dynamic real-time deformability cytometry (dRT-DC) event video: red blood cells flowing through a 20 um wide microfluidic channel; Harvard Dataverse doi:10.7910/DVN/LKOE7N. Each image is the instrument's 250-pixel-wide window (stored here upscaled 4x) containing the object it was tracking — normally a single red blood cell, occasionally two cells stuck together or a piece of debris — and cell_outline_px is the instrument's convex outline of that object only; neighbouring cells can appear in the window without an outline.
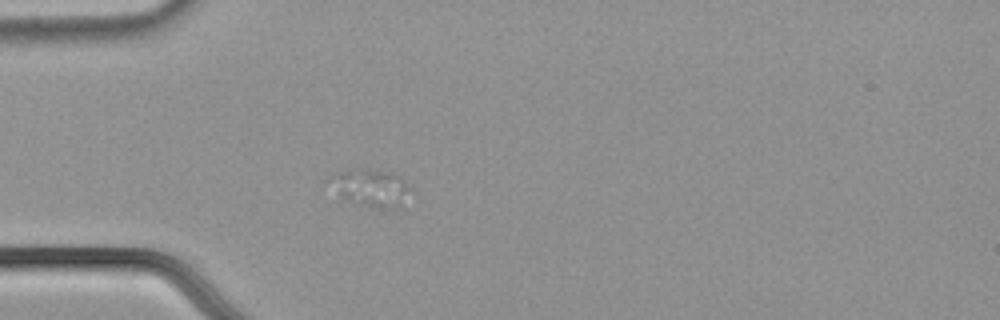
{"species": "common noctule bat (a hibernating species)", "species_latin": "Nyctalus noctula", "temperature_condition": "cold", "stored_images_in_passage": 28, "camera_frame_rate_fps": 3000, "um_per_image_px": 0.085, "animal": {"sex": "male", "body_mass_g": 21.5, "forearm_length_mm": 52.0}, "frame": {"image": 1, "passage_image": 19, "time_ms": 6.0, "image_size_px": [1000, 320], "cell_outline_px": [[416, 192], [400, 208], [372, 208], [344, 200], [340, 196], [340, 192], [364, 172], [392, 172], [408, 184]], "centroid_in_image_um": [32.15, 16.21], "position_along_channel_um": 52.9, "area_um2": 14.39}}
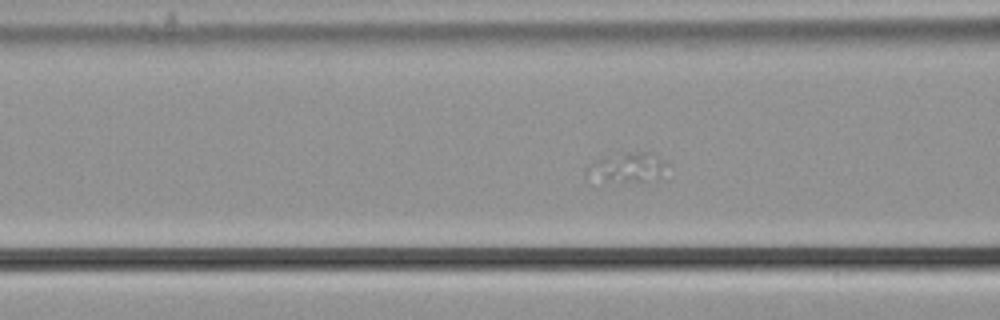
{"frame": {"image": 2, "passage_image": 25, "time_ms": 8.0, "image_size_px": [1000, 320], "cell_outline_px": [[668, 164], [660, 176], [644, 180], [608, 180], [584, 172], [596, 160], [604, 156], [628, 152], [648, 152]], "centroid_in_image_um": [53.36, 14.17], "position_along_channel_um": 113.2, "area_um2": 12.72}}